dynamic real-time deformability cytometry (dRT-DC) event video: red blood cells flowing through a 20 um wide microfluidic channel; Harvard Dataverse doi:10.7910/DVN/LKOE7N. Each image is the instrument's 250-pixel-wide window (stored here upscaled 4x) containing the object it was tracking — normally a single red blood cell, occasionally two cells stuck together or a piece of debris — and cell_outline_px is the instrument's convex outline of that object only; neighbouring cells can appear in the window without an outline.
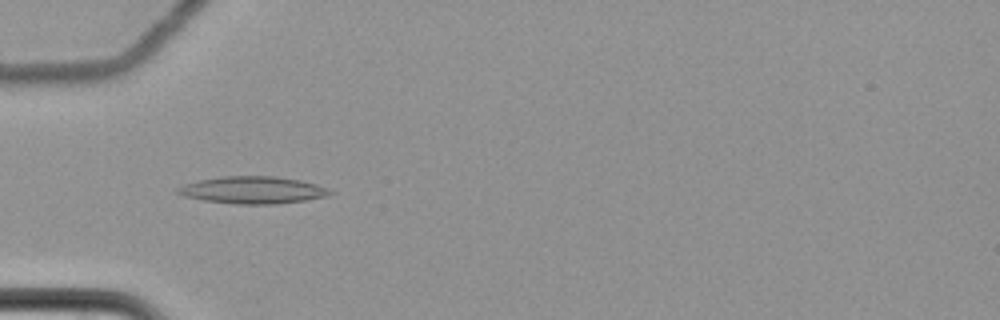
{"species": "common noctule bat (a hibernating species)", "species_latin": "Nyctalus noctula", "temperature_condition": "cold", "stored_images_in_passage": 15, "camera_frame_rate_fps": 3000, "um_per_image_px": 0.085, "animal": {"sex": "female", "body_mass_g": 22.7, "forearm_length_mm": 54.2}, "frame": {"image": 1, "passage_image": 5, "time_ms": 1.333, "image_size_px": [1000, 320], "cell_outline_px": [[336, 192], [328, 196], [304, 200], [276, 204], [236, 204], [204, 200], [184, 196], [176, 192], [176, 188], [184, 184], [200, 180], [224, 176], [276, 176], [300, 180], [316, 184]], "centroid_in_image_um": [21.5, 16.15], "position_along_channel_um": 63.5, "area_um2": 24.04}}
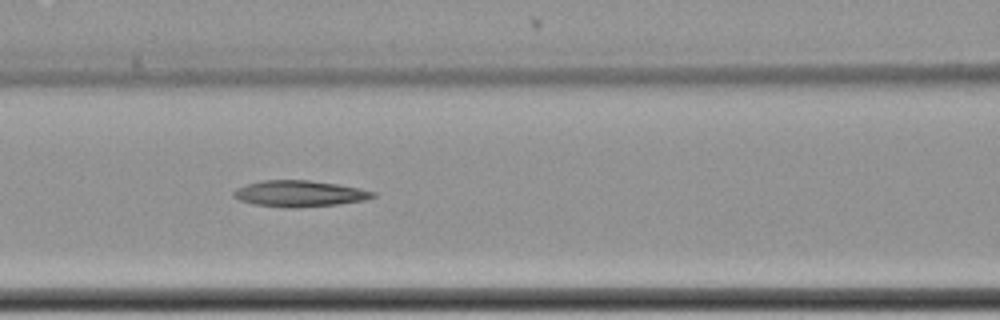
{"frame": {"image": 2, "passage_image": 7, "time_ms": 2.0, "image_size_px": [1000, 320], "cell_outline_px": [[376, 196], [364, 200], [340, 204], [292, 208], [284, 208], [252, 204], [240, 200], [232, 196], [232, 192], [236, 188], [248, 184], [264, 180], [308, 180], [336, 184], [360, 188], [376, 192]], "centroid_in_image_um": [25.44, 16.46], "position_along_channel_um": 141.2, "area_um2": 21.33}}
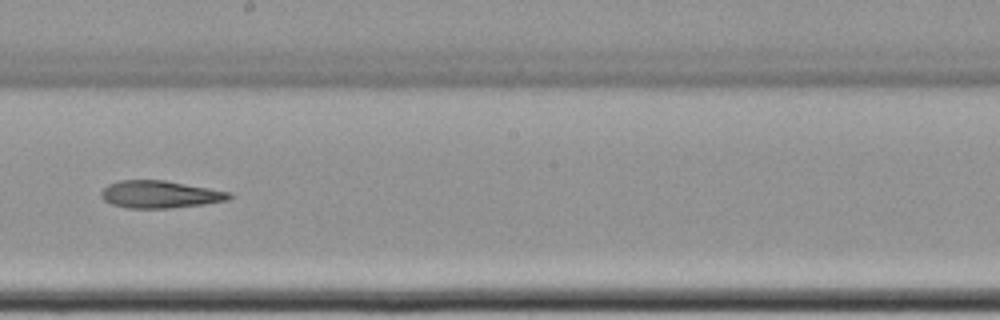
{"frame": {"image": 3, "passage_image": 9, "time_ms": 2.667, "image_size_px": [1000, 320], "cell_outline_px": [[232, 196], [228, 200], [204, 204], [172, 208], [128, 208], [112, 204], [104, 200], [100, 196], [100, 192], [108, 184], [120, 180], [164, 180], [232, 192]], "centroid_in_image_um": [13.6, 16.52], "position_along_channel_um": 234.6, "area_um2": 20.46}}